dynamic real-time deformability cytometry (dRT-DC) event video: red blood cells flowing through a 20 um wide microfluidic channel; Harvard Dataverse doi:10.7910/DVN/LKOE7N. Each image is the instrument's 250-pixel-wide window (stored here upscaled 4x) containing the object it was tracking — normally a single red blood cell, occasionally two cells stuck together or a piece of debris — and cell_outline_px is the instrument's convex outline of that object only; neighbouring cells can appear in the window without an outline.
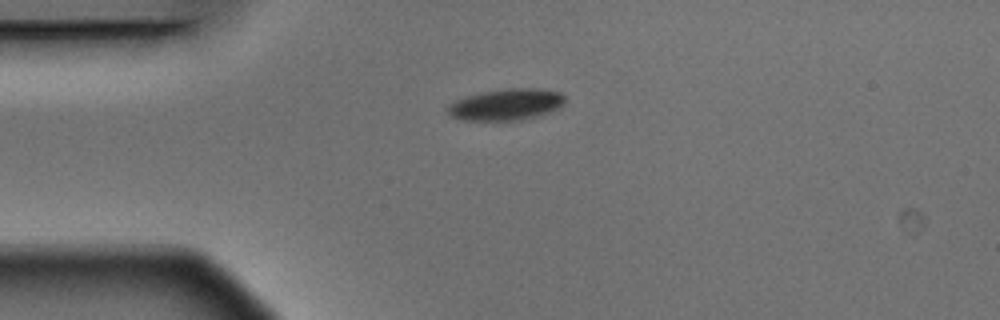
{"species": "Egyptian fruit bat (a non-hibernating species)", "species_latin": "Rousettus aegyptiacus", "temperature_condition": "warm", "stored_images_in_passage": 7, "camera_frame_rate_fps": 3000, "um_per_image_px": 0.085, "animal": {"sex": "male"}, "frame": {"image": 1, "passage_image": 1, "time_ms": 0.0, "image_size_px": [1000, 320], "cell_outline_px": [[564, 104], [548, 112], [520, 120], [464, 120], [452, 116], [448, 112], [448, 104], [456, 100], [468, 96], [484, 92], [508, 88], [536, 88], [560, 92], [564, 96]], "centroid_in_image_um": [43.03, 8.88], "position_along_channel_um": 42.0, "area_um2": 21.04}}
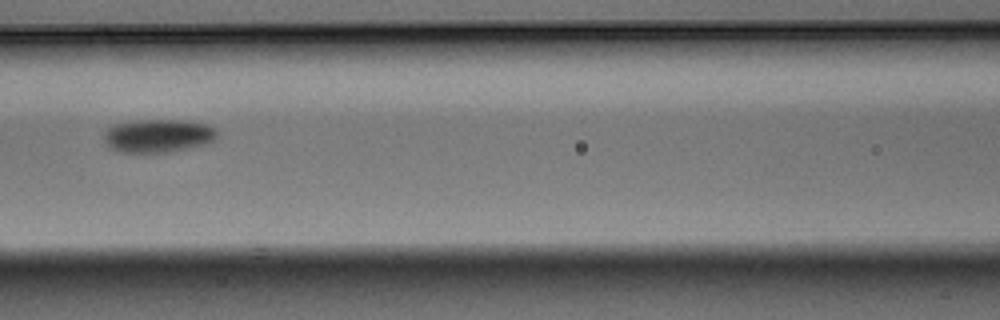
{"frame": {"image": 2, "passage_image": 4, "time_ms": 1.0, "image_size_px": [1000, 320], "cell_outline_px": [[216, 136], [212, 140], [204, 144], [168, 152], [120, 152], [112, 148], [104, 140], [104, 132], [112, 124], [132, 120], [184, 120], [208, 124], [216, 128]], "centroid_in_image_um": [13.41, 11.51], "position_along_channel_um": 153.2, "area_um2": 21.85}}
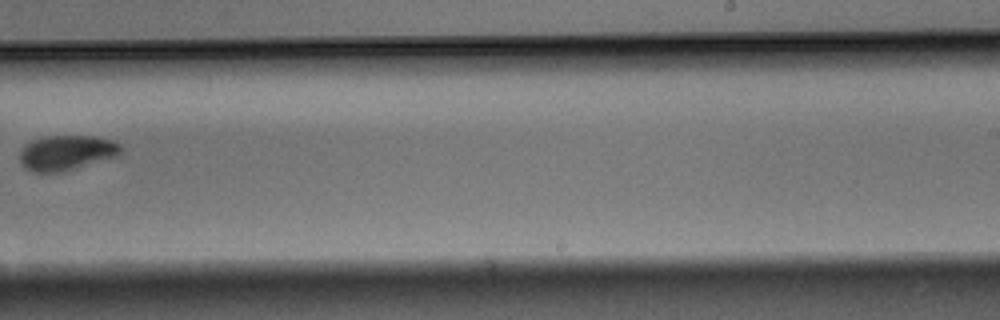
{"frame": {"image": 3, "passage_image": 7, "time_ms": 2.0, "image_size_px": [1000, 320], "cell_outline_px": [[124, 152], [120, 156], [60, 172], [32, 172], [24, 168], [20, 164], [20, 152], [32, 140], [48, 136], [92, 136], [112, 140], [120, 144], [124, 148]], "centroid_in_image_um": [5.71, 12.99], "position_along_channel_um": 283.3, "area_um2": 20.75}}